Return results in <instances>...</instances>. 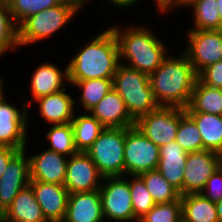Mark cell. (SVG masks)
<instances>
[{
    "instance_id": "obj_1",
    "label": "cell",
    "mask_w": 222,
    "mask_h": 222,
    "mask_svg": "<svg viewBox=\"0 0 222 222\" xmlns=\"http://www.w3.org/2000/svg\"><path fill=\"white\" fill-rule=\"evenodd\" d=\"M91 36L92 40L77 48L66 64L69 82L113 78L121 63L118 43L110 26Z\"/></svg>"
},
{
    "instance_id": "obj_2",
    "label": "cell",
    "mask_w": 222,
    "mask_h": 222,
    "mask_svg": "<svg viewBox=\"0 0 222 222\" xmlns=\"http://www.w3.org/2000/svg\"><path fill=\"white\" fill-rule=\"evenodd\" d=\"M167 55L149 75L153 97L158 106L185 109L192 96L197 74L184 52ZM179 56V57H178Z\"/></svg>"
},
{
    "instance_id": "obj_3",
    "label": "cell",
    "mask_w": 222,
    "mask_h": 222,
    "mask_svg": "<svg viewBox=\"0 0 222 222\" xmlns=\"http://www.w3.org/2000/svg\"><path fill=\"white\" fill-rule=\"evenodd\" d=\"M127 26H110L118 43L120 62L150 75L168 55L167 44L148 26Z\"/></svg>"
},
{
    "instance_id": "obj_4",
    "label": "cell",
    "mask_w": 222,
    "mask_h": 222,
    "mask_svg": "<svg viewBox=\"0 0 222 222\" xmlns=\"http://www.w3.org/2000/svg\"><path fill=\"white\" fill-rule=\"evenodd\" d=\"M112 80L113 88L121 96L135 121L158 107L147 73L120 63Z\"/></svg>"
},
{
    "instance_id": "obj_5",
    "label": "cell",
    "mask_w": 222,
    "mask_h": 222,
    "mask_svg": "<svg viewBox=\"0 0 222 222\" xmlns=\"http://www.w3.org/2000/svg\"><path fill=\"white\" fill-rule=\"evenodd\" d=\"M79 13L70 5L59 4L27 17L18 26L19 47L30 46L60 32Z\"/></svg>"
},
{
    "instance_id": "obj_6",
    "label": "cell",
    "mask_w": 222,
    "mask_h": 222,
    "mask_svg": "<svg viewBox=\"0 0 222 222\" xmlns=\"http://www.w3.org/2000/svg\"><path fill=\"white\" fill-rule=\"evenodd\" d=\"M125 128H105L85 151L105 177L124 176Z\"/></svg>"
},
{
    "instance_id": "obj_7",
    "label": "cell",
    "mask_w": 222,
    "mask_h": 222,
    "mask_svg": "<svg viewBox=\"0 0 222 222\" xmlns=\"http://www.w3.org/2000/svg\"><path fill=\"white\" fill-rule=\"evenodd\" d=\"M158 164L159 146L150 141L136 126L125 128L124 176L155 170Z\"/></svg>"
},
{
    "instance_id": "obj_8",
    "label": "cell",
    "mask_w": 222,
    "mask_h": 222,
    "mask_svg": "<svg viewBox=\"0 0 222 222\" xmlns=\"http://www.w3.org/2000/svg\"><path fill=\"white\" fill-rule=\"evenodd\" d=\"M99 192L105 220H112L113 222H134V210L130 192V175L105 177L99 188Z\"/></svg>"
},
{
    "instance_id": "obj_9",
    "label": "cell",
    "mask_w": 222,
    "mask_h": 222,
    "mask_svg": "<svg viewBox=\"0 0 222 222\" xmlns=\"http://www.w3.org/2000/svg\"><path fill=\"white\" fill-rule=\"evenodd\" d=\"M6 96L0 98V145L13 149H25L29 127L30 100L23 95L21 108L7 101ZM25 98V99H24Z\"/></svg>"
},
{
    "instance_id": "obj_10",
    "label": "cell",
    "mask_w": 222,
    "mask_h": 222,
    "mask_svg": "<svg viewBox=\"0 0 222 222\" xmlns=\"http://www.w3.org/2000/svg\"><path fill=\"white\" fill-rule=\"evenodd\" d=\"M185 109L158 106L155 110L139 117L135 126L155 145L161 147L175 141L180 119Z\"/></svg>"
},
{
    "instance_id": "obj_11",
    "label": "cell",
    "mask_w": 222,
    "mask_h": 222,
    "mask_svg": "<svg viewBox=\"0 0 222 222\" xmlns=\"http://www.w3.org/2000/svg\"><path fill=\"white\" fill-rule=\"evenodd\" d=\"M187 47L183 52L198 75L211 64L222 60V32L220 30H187Z\"/></svg>"
},
{
    "instance_id": "obj_12",
    "label": "cell",
    "mask_w": 222,
    "mask_h": 222,
    "mask_svg": "<svg viewBox=\"0 0 222 222\" xmlns=\"http://www.w3.org/2000/svg\"><path fill=\"white\" fill-rule=\"evenodd\" d=\"M104 177L86 152L68 157L64 186L68 193L90 192L101 187Z\"/></svg>"
},
{
    "instance_id": "obj_13",
    "label": "cell",
    "mask_w": 222,
    "mask_h": 222,
    "mask_svg": "<svg viewBox=\"0 0 222 222\" xmlns=\"http://www.w3.org/2000/svg\"><path fill=\"white\" fill-rule=\"evenodd\" d=\"M221 154L210 150L188 153L183 180V195L201 193L207 179L220 167Z\"/></svg>"
},
{
    "instance_id": "obj_14",
    "label": "cell",
    "mask_w": 222,
    "mask_h": 222,
    "mask_svg": "<svg viewBox=\"0 0 222 222\" xmlns=\"http://www.w3.org/2000/svg\"><path fill=\"white\" fill-rule=\"evenodd\" d=\"M27 148L19 150L9 161L0 178V216L12 204L20 190L30 183L29 157Z\"/></svg>"
},
{
    "instance_id": "obj_15",
    "label": "cell",
    "mask_w": 222,
    "mask_h": 222,
    "mask_svg": "<svg viewBox=\"0 0 222 222\" xmlns=\"http://www.w3.org/2000/svg\"><path fill=\"white\" fill-rule=\"evenodd\" d=\"M35 198L48 222H63L69 193L64 185L30 181Z\"/></svg>"
},
{
    "instance_id": "obj_16",
    "label": "cell",
    "mask_w": 222,
    "mask_h": 222,
    "mask_svg": "<svg viewBox=\"0 0 222 222\" xmlns=\"http://www.w3.org/2000/svg\"><path fill=\"white\" fill-rule=\"evenodd\" d=\"M68 157L45 149L29 156L30 181L64 185Z\"/></svg>"
},
{
    "instance_id": "obj_17",
    "label": "cell",
    "mask_w": 222,
    "mask_h": 222,
    "mask_svg": "<svg viewBox=\"0 0 222 222\" xmlns=\"http://www.w3.org/2000/svg\"><path fill=\"white\" fill-rule=\"evenodd\" d=\"M105 128H130L135 126L125 102L113 88L88 111Z\"/></svg>"
},
{
    "instance_id": "obj_18",
    "label": "cell",
    "mask_w": 222,
    "mask_h": 222,
    "mask_svg": "<svg viewBox=\"0 0 222 222\" xmlns=\"http://www.w3.org/2000/svg\"><path fill=\"white\" fill-rule=\"evenodd\" d=\"M30 77L29 88L33 103L40 97L65 89V84H69L68 66L61 69L50 62H43L38 65Z\"/></svg>"
},
{
    "instance_id": "obj_19",
    "label": "cell",
    "mask_w": 222,
    "mask_h": 222,
    "mask_svg": "<svg viewBox=\"0 0 222 222\" xmlns=\"http://www.w3.org/2000/svg\"><path fill=\"white\" fill-rule=\"evenodd\" d=\"M99 189L70 193L63 222H104Z\"/></svg>"
},
{
    "instance_id": "obj_20",
    "label": "cell",
    "mask_w": 222,
    "mask_h": 222,
    "mask_svg": "<svg viewBox=\"0 0 222 222\" xmlns=\"http://www.w3.org/2000/svg\"><path fill=\"white\" fill-rule=\"evenodd\" d=\"M66 88L53 94L40 97L34 101L38 104L40 116L51 125L68 124L74 118L76 101Z\"/></svg>"
},
{
    "instance_id": "obj_21",
    "label": "cell",
    "mask_w": 222,
    "mask_h": 222,
    "mask_svg": "<svg viewBox=\"0 0 222 222\" xmlns=\"http://www.w3.org/2000/svg\"><path fill=\"white\" fill-rule=\"evenodd\" d=\"M188 153L176 142L159 147L157 170L183 195L184 167Z\"/></svg>"
},
{
    "instance_id": "obj_22",
    "label": "cell",
    "mask_w": 222,
    "mask_h": 222,
    "mask_svg": "<svg viewBox=\"0 0 222 222\" xmlns=\"http://www.w3.org/2000/svg\"><path fill=\"white\" fill-rule=\"evenodd\" d=\"M1 217L8 222H48L30 185L20 190Z\"/></svg>"
},
{
    "instance_id": "obj_23",
    "label": "cell",
    "mask_w": 222,
    "mask_h": 222,
    "mask_svg": "<svg viewBox=\"0 0 222 222\" xmlns=\"http://www.w3.org/2000/svg\"><path fill=\"white\" fill-rule=\"evenodd\" d=\"M195 123L205 150L222 154V116L204 112H185Z\"/></svg>"
},
{
    "instance_id": "obj_24",
    "label": "cell",
    "mask_w": 222,
    "mask_h": 222,
    "mask_svg": "<svg viewBox=\"0 0 222 222\" xmlns=\"http://www.w3.org/2000/svg\"><path fill=\"white\" fill-rule=\"evenodd\" d=\"M185 112H204L222 116V89L205 85L197 78Z\"/></svg>"
},
{
    "instance_id": "obj_25",
    "label": "cell",
    "mask_w": 222,
    "mask_h": 222,
    "mask_svg": "<svg viewBox=\"0 0 222 222\" xmlns=\"http://www.w3.org/2000/svg\"><path fill=\"white\" fill-rule=\"evenodd\" d=\"M181 202L186 222H219L215 203L201 193L182 195Z\"/></svg>"
},
{
    "instance_id": "obj_26",
    "label": "cell",
    "mask_w": 222,
    "mask_h": 222,
    "mask_svg": "<svg viewBox=\"0 0 222 222\" xmlns=\"http://www.w3.org/2000/svg\"><path fill=\"white\" fill-rule=\"evenodd\" d=\"M74 132V143L78 151L85 152L98 138L105 127L89 112L74 115L71 121Z\"/></svg>"
},
{
    "instance_id": "obj_27",
    "label": "cell",
    "mask_w": 222,
    "mask_h": 222,
    "mask_svg": "<svg viewBox=\"0 0 222 222\" xmlns=\"http://www.w3.org/2000/svg\"><path fill=\"white\" fill-rule=\"evenodd\" d=\"M184 7L193 12L194 30H219L222 20L219 17L217 0H187ZM192 7V8H191Z\"/></svg>"
},
{
    "instance_id": "obj_28",
    "label": "cell",
    "mask_w": 222,
    "mask_h": 222,
    "mask_svg": "<svg viewBox=\"0 0 222 222\" xmlns=\"http://www.w3.org/2000/svg\"><path fill=\"white\" fill-rule=\"evenodd\" d=\"M113 78H100L80 80L78 82H69V85L76 87L80 97L78 100L82 110L88 112L91 108L98 104V102L113 89Z\"/></svg>"
},
{
    "instance_id": "obj_29",
    "label": "cell",
    "mask_w": 222,
    "mask_h": 222,
    "mask_svg": "<svg viewBox=\"0 0 222 222\" xmlns=\"http://www.w3.org/2000/svg\"><path fill=\"white\" fill-rule=\"evenodd\" d=\"M139 176L156 204L170 203L181 197L179 191L157 169L143 172Z\"/></svg>"
},
{
    "instance_id": "obj_30",
    "label": "cell",
    "mask_w": 222,
    "mask_h": 222,
    "mask_svg": "<svg viewBox=\"0 0 222 222\" xmlns=\"http://www.w3.org/2000/svg\"><path fill=\"white\" fill-rule=\"evenodd\" d=\"M46 134L50 145L48 150L70 157L78 152L74 143V132L71 123L52 125Z\"/></svg>"
},
{
    "instance_id": "obj_31",
    "label": "cell",
    "mask_w": 222,
    "mask_h": 222,
    "mask_svg": "<svg viewBox=\"0 0 222 222\" xmlns=\"http://www.w3.org/2000/svg\"><path fill=\"white\" fill-rule=\"evenodd\" d=\"M18 47V26L11 16L7 0H0V56Z\"/></svg>"
},
{
    "instance_id": "obj_32",
    "label": "cell",
    "mask_w": 222,
    "mask_h": 222,
    "mask_svg": "<svg viewBox=\"0 0 222 222\" xmlns=\"http://www.w3.org/2000/svg\"><path fill=\"white\" fill-rule=\"evenodd\" d=\"M130 192L134 222H138L156 203L139 175H130Z\"/></svg>"
},
{
    "instance_id": "obj_33",
    "label": "cell",
    "mask_w": 222,
    "mask_h": 222,
    "mask_svg": "<svg viewBox=\"0 0 222 222\" xmlns=\"http://www.w3.org/2000/svg\"><path fill=\"white\" fill-rule=\"evenodd\" d=\"M7 2L17 26L27 17L63 3L61 0H7Z\"/></svg>"
},
{
    "instance_id": "obj_34",
    "label": "cell",
    "mask_w": 222,
    "mask_h": 222,
    "mask_svg": "<svg viewBox=\"0 0 222 222\" xmlns=\"http://www.w3.org/2000/svg\"><path fill=\"white\" fill-rule=\"evenodd\" d=\"M175 141L187 153L204 150L199 129L187 114L180 119Z\"/></svg>"
},
{
    "instance_id": "obj_35",
    "label": "cell",
    "mask_w": 222,
    "mask_h": 222,
    "mask_svg": "<svg viewBox=\"0 0 222 222\" xmlns=\"http://www.w3.org/2000/svg\"><path fill=\"white\" fill-rule=\"evenodd\" d=\"M182 218L181 197L170 203L155 204L138 222H179Z\"/></svg>"
},
{
    "instance_id": "obj_36",
    "label": "cell",
    "mask_w": 222,
    "mask_h": 222,
    "mask_svg": "<svg viewBox=\"0 0 222 222\" xmlns=\"http://www.w3.org/2000/svg\"><path fill=\"white\" fill-rule=\"evenodd\" d=\"M201 194L214 203L222 200V169L220 167L207 179Z\"/></svg>"
},
{
    "instance_id": "obj_37",
    "label": "cell",
    "mask_w": 222,
    "mask_h": 222,
    "mask_svg": "<svg viewBox=\"0 0 222 222\" xmlns=\"http://www.w3.org/2000/svg\"><path fill=\"white\" fill-rule=\"evenodd\" d=\"M197 78L205 85L222 89V60L203 69Z\"/></svg>"
},
{
    "instance_id": "obj_38",
    "label": "cell",
    "mask_w": 222,
    "mask_h": 222,
    "mask_svg": "<svg viewBox=\"0 0 222 222\" xmlns=\"http://www.w3.org/2000/svg\"><path fill=\"white\" fill-rule=\"evenodd\" d=\"M156 8L160 14H167L174 10H179L185 6L186 0H154Z\"/></svg>"
},
{
    "instance_id": "obj_39",
    "label": "cell",
    "mask_w": 222,
    "mask_h": 222,
    "mask_svg": "<svg viewBox=\"0 0 222 222\" xmlns=\"http://www.w3.org/2000/svg\"><path fill=\"white\" fill-rule=\"evenodd\" d=\"M19 150L13 149L9 146L0 145V178L5 172L7 165L10 159L18 152Z\"/></svg>"
},
{
    "instance_id": "obj_40",
    "label": "cell",
    "mask_w": 222,
    "mask_h": 222,
    "mask_svg": "<svg viewBox=\"0 0 222 222\" xmlns=\"http://www.w3.org/2000/svg\"><path fill=\"white\" fill-rule=\"evenodd\" d=\"M109 1L108 3L114 5L116 8H124V9H129L132 6H134V4L136 5L138 2H140L141 0H107Z\"/></svg>"
},
{
    "instance_id": "obj_41",
    "label": "cell",
    "mask_w": 222,
    "mask_h": 222,
    "mask_svg": "<svg viewBox=\"0 0 222 222\" xmlns=\"http://www.w3.org/2000/svg\"><path fill=\"white\" fill-rule=\"evenodd\" d=\"M64 4L70 5L77 12L82 11L88 0H61Z\"/></svg>"
},
{
    "instance_id": "obj_42",
    "label": "cell",
    "mask_w": 222,
    "mask_h": 222,
    "mask_svg": "<svg viewBox=\"0 0 222 222\" xmlns=\"http://www.w3.org/2000/svg\"><path fill=\"white\" fill-rule=\"evenodd\" d=\"M219 222H222V200L215 203Z\"/></svg>"
},
{
    "instance_id": "obj_43",
    "label": "cell",
    "mask_w": 222,
    "mask_h": 222,
    "mask_svg": "<svg viewBox=\"0 0 222 222\" xmlns=\"http://www.w3.org/2000/svg\"><path fill=\"white\" fill-rule=\"evenodd\" d=\"M4 82H5V79L3 80V78L0 76V98L5 95L6 93H4Z\"/></svg>"
},
{
    "instance_id": "obj_44",
    "label": "cell",
    "mask_w": 222,
    "mask_h": 222,
    "mask_svg": "<svg viewBox=\"0 0 222 222\" xmlns=\"http://www.w3.org/2000/svg\"><path fill=\"white\" fill-rule=\"evenodd\" d=\"M217 8H218L219 17L222 20V0H217Z\"/></svg>"
},
{
    "instance_id": "obj_45",
    "label": "cell",
    "mask_w": 222,
    "mask_h": 222,
    "mask_svg": "<svg viewBox=\"0 0 222 222\" xmlns=\"http://www.w3.org/2000/svg\"><path fill=\"white\" fill-rule=\"evenodd\" d=\"M0 222H8L3 217L0 216Z\"/></svg>"
},
{
    "instance_id": "obj_46",
    "label": "cell",
    "mask_w": 222,
    "mask_h": 222,
    "mask_svg": "<svg viewBox=\"0 0 222 222\" xmlns=\"http://www.w3.org/2000/svg\"><path fill=\"white\" fill-rule=\"evenodd\" d=\"M220 168L222 169V154H221V157H220Z\"/></svg>"
},
{
    "instance_id": "obj_47",
    "label": "cell",
    "mask_w": 222,
    "mask_h": 222,
    "mask_svg": "<svg viewBox=\"0 0 222 222\" xmlns=\"http://www.w3.org/2000/svg\"><path fill=\"white\" fill-rule=\"evenodd\" d=\"M179 222H186L183 218H181L180 220H179Z\"/></svg>"
}]
</instances>
